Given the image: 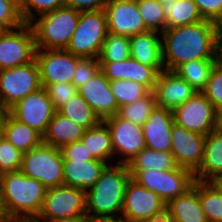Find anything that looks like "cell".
<instances>
[{"label":"cell","instance_id":"5","mask_svg":"<svg viewBox=\"0 0 222 222\" xmlns=\"http://www.w3.org/2000/svg\"><path fill=\"white\" fill-rule=\"evenodd\" d=\"M107 33L104 9L80 12L78 25L66 50L78 57L98 59Z\"/></svg>","mask_w":222,"mask_h":222},{"label":"cell","instance_id":"17","mask_svg":"<svg viewBox=\"0 0 222 222\" xmlns=\"http://www.w3.org/2000/svg\"><path fill=\"white\" fill-rule=\"evenodd\" d=\"M206 135L191 132L173 123L171 153L179 167L194 173L202 162Z\"/></svg>","mask_w":222,"mask_h":222},{"label":"cell","instance_id":"23","mask_svg":"<svg viewBox=\"0 0 222 222\" xmlns=\"http://www.w3.org/2000/svg\"><path fill=\"white\" fill-rule=\"evenodd\" d=\"M107 163L101 160H63V184L87 191L99 179Z\"/></svg>","mask_w":222,"mask_h":222},{"label":"cell","instance_id":"8","mask_svg":"<svg viewBox=\"0 0 222 222\" xmlns=\"http://www.w3.org/2000/svg\"><path fill=\"white\" fill-rule=\"evenodd\" d=\"M131 178L148 190L153 191L167 204L170 200L184 194L192 187L193 173L185 168L172 170H129Z\"/></svg>","mask_w":222,"mask_h":222},{"label":"cell","instance_id":"18","mask_svg":"<svg viewBox=\"0 0 222 222\" xmlns=\"http://www.w3.org/2000/svg\"><path fill=\"white\" fill-rule=\"evenodd\" d=\"M152 92L157 106L173 111L197 91L175 71L162 70Z\"/></svg>","mask_w":222,"mask_h":222},{"label":"cell","instance_id":"16","mask_svg":"<svg viewBox=\"0 0 222 222\" xmlns=\"http://www.w3.org/2000/svg\"><path fill=\"white\" fill-rule=\"evenodd\" d=\"M104 11L107 29L111 34L130 37L149 31L139 13L136 0H109Z\"/></svg>","mask_w":222,"mask_h":222},{"label":"cell","instance_id":"44","mask_svg":"<svg viewBox=\"0 0 222 222\" xmlns=\"http://www.w3.org/2000/svg\"><path fill=\"white\" fill-rule=\"evenodd\" d=\"M202 17L218 23L222 19V0H194Z\"/></svg>","mask_w":222,"mask_h":222},{"label":"cell","instance_id":"22","mask_svg":"<svg viewBox=\"0 0 222 222\" xmlns=\"http://www.w3.org/2000/svg\"><path fill=\"white\" fill-rule=\"evenodd\" d=\"M130 56L141 64L152 67L157 73L164 70L161 33L147 31L129 37Z\"/></svg>","mask_w":222,"mask_h":222},{"label":"cell","instance_id":"31","mask_svg":"<svg viewBox=\"0 0 222 222\" xmlns=\"http://www.w3.org/2000/svg\"><path fill=\"white\" fill-rule=\"evenodd\" d=\"M57 112L69 120L74 121L84 130L95 127L101 122L91 106L79 93L70 98Z\"/></svg>","mask_w":222,"mask_h":222},{"label":"cell","instance_id":"41","mask_svg":"<svg viewBox=\"0 0 222 222\" xmlns=\"http://www.w3.org/2000/svg\"><path fill=\"white\" fill-rule=\"evenodd\" d=\"M100 71L98 59L81 57L76 62L72 84L79 89Z\"/></svg>","mask_w":222,"mask_h":222},{"label":"cell","instance_id":"13","mask_svg":"<svg viewBox=\"0 0 222 222\" xmlns=\"http://www.w3.org/2000/svg\"><path fill=\"white\" fill-rule=\"evenodd\" d=\"M81 57L66 49H36L41 86L53 83H72L76 62Z\"/></svg>","mask_w":222,"mask_h":222},{"label":"cell","instance_id":"53","mask_svg":"<svg viewBox=\"0 0 222 222\" xmlns=\"http://www.w3.org/2000/svg\"><path fill=\"white\" fill-rule=\"evenodd\" d=\"M85 222H120L119 220H112V219H92L87 218Z\"/></svg>","mask_w":222,"mask_h":222},{"label":"cell","instance_id":"1","mask_svg":"<svg viewBox=\"0 0 222 222\" xmlns=\"http://www.w3.org/2000/svg\"><path fill=\"white\" fill-rule=\"evenodd\" d=\"M164 70L175 71L191 60L221 59L217 23L204 19L193 24L166 28L161 33Z\"/></svg>","mask_w":222,"mask_h":222},{"label":"cell","instance_id":"42","mask_svg":"<svg viewBox=\"0 0 222 222\" xmlns=\"http://www.w3.org/2000/svg\"><path fill=\"white\" fill-rule=\"evenodd\" d=\"M23 24L19 7L11 0H0V31L13 30Z\"/></svg>","mask_w":222,"mask_h":222},{"label":"cell","instance_id":"48","mask_svg":"<svg viewBox=\"0 0 222 222\" xmlns=\"http://www.w3.org/2000/svg\"><path fill=\"white\" fill-rule=\"evenodd\" d=\"M211 186H213L217 192L222 195V173L213 176L207 181Z\"/></svg>","mask_w":222,"mask_h":222},{"label":"cell","instance_id":"34","mask_svg":"<svg viewBox=\"0 0 222 222\" xmlns=\"http://www.w3.org/2000/svg\"><path fill=\"white\" fill-rule=\"evenodd\" d=\"M199 200L208 222H222V195L207 181H199Z\"/></svg>","mask_w":222,"mask_h":222},{"label":"cell","instance_id":"33","mask_svg":"<svg viewBox=\"0 0 222 222\" xmlns=\"http://www.w3.org/2000/svg\"><path fill=\"white\" fill-rule=\"evenodd\" d=\"M156 106L154 93L150 91L145 97L119 107L117 115L136 125L143 126Z\"/></svg>","mask_w":222,"mask_h":222},{"label":"cell","instance_id":"51","mask_svg":"<svg viewBox=\"0 0 222 222\" xmlns=\"http://www.w3.org/2000/svg\"><path fill=\"white\" fill-rule=\"evenodd\" d=\"M4 138V112L0 114V142Z\"/></svg>","mask_w":222,"mask_h":222},{"label":"cell","instance_id":"3","mask_svg":"<svg viewBox=\"0 0 222 222\" xmlns=\"http://www.w3.org/2000/svg\"><path fill=\"white\" fill-rule=\"evenodd\" d=\"M113 164H107L96 183L86 191L88 218L120 221L124 193L131 174L127 164Z\"/></svg>","mask_w":222,"mask_h":222},{"label":"cell","instance_id":"38","mask_svg":"<svg viewBox=\"0 0 222 222\" xmlns=\"http://www.w3.org/2000/svg\"><path fill=\"white\" fill-rule=\"evenodd\" d=\"M63 6H65V0H20L19 11L23 22L30 24L38 16Z\"/></svg>","mask_w":222,"mask_h":222},{"label":"cell","instance_id":"7","mask_svg":"<svg viewBox=\"0 0 222 222\" xmlns=\"http://www.w3.org/2000/svg\"><path fill=\"white\" fill-rule=\"evenodd\" d=\"M20 171L40 181L47 189L63 185V155L61 149L42 144L23 153Z\"/></svg>","mask_w":222,"mask_h":222},{"label":"cell","instance_id":"56","mask_svg":"<svg viewBox=\"0 0 222 222\" xmlns=\"http://www.w3.org/2000/svg\"><path fill=\"white\" fill-rule=\"evenodd\" d=\"M11 1H13L19 7L20 0H11Z\"/></svg>","mask_w":222,"mask_h":222},{"label":"cell","instance_id":"12","mask_svg":"<svg viewBox=\"0 0 222 222\" xmlns=\"http://www.w3.org/2000/svg\"><path fill=\"white\" fill-rule=\"evenodd\" d=\"M165 206L160 196L130 178L124 193L120 222H145Z\"/></svg>","mask_w":222,"mask_h":222},{"label":"cell","instance_id":"45","mask_svg":"<svg viewBox=\"0 0 222 222\" xmlns=\"http://www.w3.org/2000/svg\"><path fill=\"white\" fill-rule=\"evenodd\" d=\"M63 160H94L81 140L70 143L61 148Z\"/></svg>","mask_w":222,"mask_h":222},{"label":"cell","instance_id":"6","mask_svg":"<svg viewBox=\"0 0 222 222\" xmlns=\"http://www.w3.org/2000/svg\"><path fill=\"white\" fill-rule=\"evenodd\" d=\"M41 86L39 68L34 59L28 64L0 69V109L7 112L27 95Z\"/></svg>","mask_w":222,"mask_h":222},{"label":"cell","instance_id":"29","mask_svg":"<svg viewBox=\"0 0 222 222\" xmlns=\"http://www.w3.org/2000/svg\"><path fill=\"white\" fill-rule=\"evenodd\" d=\"M166 28L185 26L204 20L194 0H177L163 5Z\"/></svg>","mask_w":222,"mask_h":222},{"label":"cell","instance_id":"50","mask_svg":"<svg viewBox=\"0 0 222 222\" xmlns=\"http://www.w3.org/2000/svg\"><path fill=\"white\" fill-rule=\"evenodd\" d=\"M87 218H88L87 216L68 217V218H62V219L52 220L48 222H85Z\"/></svg>","mask_w":222,"mask_h":222},{"label":"cell","instance_id":"36","mask_svg":"<svg viewBox=\"0 0 222 222\" xmlns=\"http://www.w3.org/2000/svg\"><path fill=\"white\" fill-rule=\"evenodd\" d=\"M110 87L118 107L131 104L145 97L150 92L144 85L133 80L119 79L110 81Z\"/></svg>","mask_w":222,"mask_h":222},{"label":"cell","instance_id":"10","mask_svg":"<svg viewBox=\"0 0 222 222\" xmlns=\"http://www.w3.org/2000/svg\"><path fill=\"white\" fill-rule=\"evenodd\" d=\"M212 102L196 92L173 112L174 123L191 132L207 135L217 129V113Z\"/></svg>","mask_w":222,"mask_h":222},{"label":"cell","instance_id":"9","mask_svg":"<svg viewBox=\"0 0 222 222\" xmlns=\"http://www.w3.org/2000/svg\"><path fill=\"white\" fill-rule=\"evenodd\" d=\"M78 216H87L86 191L63 184L47 189L41 211L34 222Z\"/></svg>","mask_w":222,"mask_h":222},{"label":"cell","instance_id":"54","mask_svg":"<svg viewBox=\"0 0 222 222\" xmlns=\"http://www.w3.org/2000/svg\"><path fill=\"white\" fill-rule=\"evenodd\" d=\"M0 222H5V213L2 207L1 193H0Z\"/></svg>","mask_w":222,"mask_h":222},{"label":"cell","instance_id":"39","mask_svg":"<svg viewBox=\"0 0 222 222\" xmlns=\"http://www.w3.org/2000/svg\"><path fill=\"white\" fill-rule=\"evenodd\" d=\"M23 152L5 138L0 142V174L20 171Z\"/></svg>","mask_w":222,"mask_h":222},{"label":"cell","instance_id":"30","mask_svg":"<svg viewBox=\"0 0 222 222\" xmlns=\"http://www.w3.org/2000/svg\"><path fill=\"white\" fill-rule=\"evenodd\" d=\"M129 170L167 171L178 167L171 152L144 148L127 164Z\"/></svg>","mask_w":222,"mask_h":222},{"label":"cell","instance_id":"28","mask_svg":"<svg viewBox=\"0 0 222 222\" xmlns=\"http://www.w3.org/2000/svg\"><path fill=\"white\" fill-rule=\"evenodd\" d=\"M80 140L93 159L101 160L107 164L114 161L111 133L103 121L97 126L85 130Z\"/></svg>","mask_w":222,"mask_h":222},{"label":"cell","instance_id":"55","mask_svg":"<svg viewBox=\"0 0 222 222\" xmlns=\"http://www.w3.org/2000/svg\"><path fill=\"white\" fill-rule=\"evenodd\" d=\"M157 1H159L161 4H167V3H170V2H175V1H177V0H157Z\"/></svg>","mask_w":222,"mask_h":222},{"label":"cell","instance_id":"49","mask_svg":"<svg viewBox=\"0 0 222 222\" xmlns=\"http://www.w3.org/2000/svg\"><path fill=\"white\" fill-rule=\"evenodd\" d=\"M218 52L222 59V19L217 23Z\"/></svg>","mask_w":222,"mask_h":222},{"label":"cell","instance_id":"19","mask_svg":"<svg viewBox=\"0 0 222 222\" xmlns=\"http://www.w3.org/2000/svg\"><path fill=\"white\" fill-rule=\"evenodd\" d=\"M78 93L101 121L117 114L119 107L112 93L110 81L101 71L81 86Z\"/></svg>","mask_w":222,"mask_h":222},{"label":"cell","instance_id":"21","mask_svg":"<svg viewBox=\"0 0 222 222\" xmlns=\"http://www.w3.org/2000/svg\"><path fill=\"white\" fill-rule=\"evenodd\" d=\"M100 71L109 79L133 80L153 91L158 73L150 66L141 64L131 56L122 61H99Z\"/></svg>","mask_w":222,"mask_h":222},{"label":"cell","instance_id":"52","mask_svg":"<svg viewBox=\"0 0 222 222\" xmlns=\"http://www.w3.org/2000/svg\"><path fill=\"white\" fill-rule=\"evenodd\" d=\"M217 128L222 129V106L217 109Z\"/></svg>","mask_w":222,"mask_h":222},{"label":"cell","instance_id":"11","mask_svg":"<svg viewBox=\"0 0 222 222\" xmlns=\"http://www.w3.org/2000/svg\"><path fill=\"white\" fill-rule=\"evenodd\" d=\"M35 35L30 24L0 31V69L13 68L35 59Z\"/></svg>","mask_w":222,"mask_h":222},{"label":"cell","instance_id":"37","mask_svg":"<svg viewBox=\"0 0 222 222\" xmlns=\"http://www.w3.org/2000/svg\"><path fill=\"white\" fill-rule=\"evenodd\" d=\"M136 5L149 31L162 33L166 29L163 4L157 0H136Z\"/></svg>","mask_w":222,"mask_h":222},{"label":"cell","instance_id":"20","mask_svg":"<svg viewBox=\"0 0 222 222\" xmlns=\"http://www.w3.org/2000/svg\"><path fill=\"white\" fill-rule=\"evenodd\" d=\"M174 123L172 110L155 106L142 126L146 148L171 152V131Z\"/></svg>","mask_w":222,"mask_h":222},{"label":"cell","instance_id":"32","mask_svg":"<svg viewBox=\"0 0 222 222\" xmlns=\"http://www.w3.org/2000/svg\"><path fill=\"white\" fill-rule=\"evenodd\" d=\"M220 59L191 60L180 65L175 72L187 81L197 92H202L209 80L212 68Z\"/></svg>","mask_w":222,"mask_h":222},{"label":"cell","instance_id":"35","mask_svg":"<svg viewBox=\"0 0 222 222\" xmlns=\"http://www.w3.org/2000/svg\"><path fill=\"white\" fill-rule=\"evenodd\" d=\"M130 57V41L128 36L107 33L103 42L99 61H122Z\"/></svg>","mask_w":222,"mask_h":222},{"label":"cell","instance_id":"26","mask_svg":"<svg viewBox=\"0 0 222 222\" xmlns=\"http://www.w3.org/2000/svg\"><path fill=\"white\" fill-rule=\"evenodd\" d=\"M222 173V129H215L206 135L204 154L199 168L193 173L194 179L208 181Z\"/></svg>","mask_w":222,"mask_h":222},{"label":"cell","instance_id":"4","mask_svg":"<svg viewBox=\"0 0 222 222\" xmlns=\"http://www.w3.org/2000/svg\"><path fill=\"white\" fill-rule=\"evenodd\" d=\"M80 19V11L63 6L31 23L36 49H66Z\"/></svg>","mask_w":222,"mask_h":222},{"label":"cell","instance_id":"24","mask_svg":"<svg viewBox=\"0 0 222 222\" xmlns=\"http://www.w3.org/2000/svg\"><path fill=\"white\" fill-rule=\"evenodd\" d=\"M166 206L175 222H208L200 205L198 180H195L184 194L170 200Z\"/></svg>","mask_w":222,"mask_h":222},{"label":"cell","instance_id":"57","mask_svg":"<svg viewBox=\"0 0 222 222\" xmlns=\"http://www.w3.org/2000/svg\"><path fill=\"white\" fill-rule=\"evenodd\" d=\"M8 222H34V221H8Z\"/></svg>","mask_w":222,"mask_h":222},{"label":"cell","instance_id":"14","mask_svg":"<svg viewBox=\"0 0 222 222\" xmlns=\"http://www.w3.org/2000/svg\"><path fill=\"white\" fill-rule=\"evenodd\" d=\"M7 112L43 135L56 110L46 89L42 87L21 99Z\"/></svg>","mask_w":222,"mask_h":222},{"label":"cell","instance_id":"25","mask_svg":"<svg viewBox=\"0 0 222 222\" xmlns=\"http://www.w3.org/2000/svg\"><path fill=\"white\" fill-rule=\"evenodd\" d=\"M84 131L81 126L56 111L43 134V144L61 149L79 141Z\"/></svg>","mask_w":222,"mask_h":222},{"label":"cell","instance_id":"47","mask_svg":"<svg viewBox=\"0 0 222 222\" xmlns=\"http://www.w3.org/2000/svg\"><path fill=\"white\" fill-rule=\"evenodd\" d=\"M145 222H175L170 209L165 206L160 211L155 212Z\"/></svg>","mask_w":222,"mask_h":222},{"label":"cell","instance_id":"2","mask_svg":"<svg viewBox=\"0 0 222 222\" xmlns=\"http://www.w3.org/2000/svg\"><path fill=\"white\" fill-rule=\"evenodd\" d=\"M47 188L21 171L0 174L5 222L34 221L41 211Z\"/></svg>","mask_w":222,"mask_h":222},{"label":"cell","instance_id":"46","mask_svg":"<svg viewBox=\"0 0 222 222\" xmlns=\"http://www.w3.org/2000/svg\"><path fill=\"white\" fill-rule=\"evenodd\" d=\"M109 0H65V6L80 12L99 11Z\"/></svg>","mask_w":222,"mask_h":222},{"label":"cell","instance_id":"27","mask_svg":"<svg viewBox=\"0 0 222 222\" xmlns=\"http://www.w3.org/2000/svg\"><path fill=\"white\" fill-rule=\"evenodd\" d=\"M4 138L25 153L43 144V135L4 112Z\"/></svg>","mask_w":222,"mask_h":222},{"label":"cell","instance_id":"43","mask_svg":"<svg viewBox=\"0 0 222 222\" xmlns=\"http://www.w3.org/2000/svg\"><path fill=\"white\" fill-rule=\"evenodd\" d=\"M44 88L56 111L78 93V89L72 83H53Z\"/></svg>","mask_w":222,"mask_h":222},{"label":"cell","instance_id":"15","mask_svg":"<svg viewBox=\"0 0 222 222\" xmlns=\"http://www.w3.org/2000/svg\"><path fill=\"white\" fill-rule=\"evenodd\" d=\"M103 122L111 133L112 147L119 157L118 163L128 164L129 161L146 147L142 126L120 118L117 114L108 117ZM125 157V158H124Z\"/></svg>","mask_w":222,"mask_h":222},{"label":"cell","instance_id":"40","mask_svg":"<svg viewBox=\"0 0 222 222\" xmlns=\"http://www.w3.org/2000/svg\"><path fill=\"white\" fill-rule=\"evenodd\" d=\"M202 93L212 102L216 110L222 106V59L212 68Z\"/></svg>","mask_w":222,"mask_h":222}]
</instances>
